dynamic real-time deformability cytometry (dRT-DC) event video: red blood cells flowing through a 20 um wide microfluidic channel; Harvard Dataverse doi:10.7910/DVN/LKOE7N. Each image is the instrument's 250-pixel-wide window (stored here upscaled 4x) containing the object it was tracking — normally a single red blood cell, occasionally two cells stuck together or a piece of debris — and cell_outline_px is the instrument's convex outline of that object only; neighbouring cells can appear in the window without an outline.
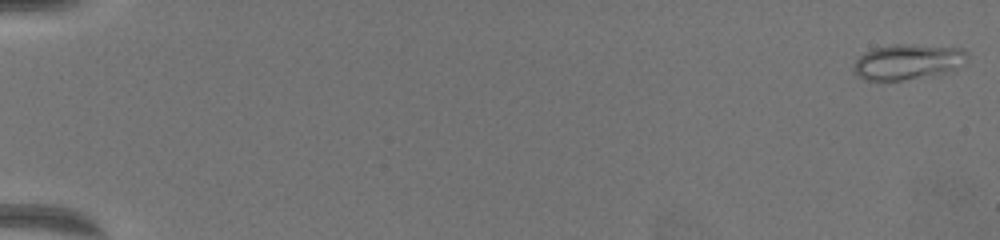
{"species": "common noctule bat (a hibernating species)", "species_latin": "Nyctalus noctula", "temperature_condition": "warm", "stored_images_in_passage": 64, "camera_frame_rate_fps": 3000, "um_per_image_px": 0.085, "animal": {"sex": "female", "body_mass_g": 19.5, "forearm_length_mm": 54.1}, "frame": {"image": 1, "passage_image": 1, "time_ms": 0.0, "image_size_px": [1000, 240], "cell_outline_px": [[968, 56], [956, 68], [940, 76], [900, 80], [864, 80], [856, 76], [852, 68], [856, 60], [864, 52], [876, 48], [892, 44], [908, 44], [964, 48], [968, 52]], "centroid_in_image_um": [77.16, 5.27], "position_along_channel_um": 7.8, "area_um2": 23.76}}
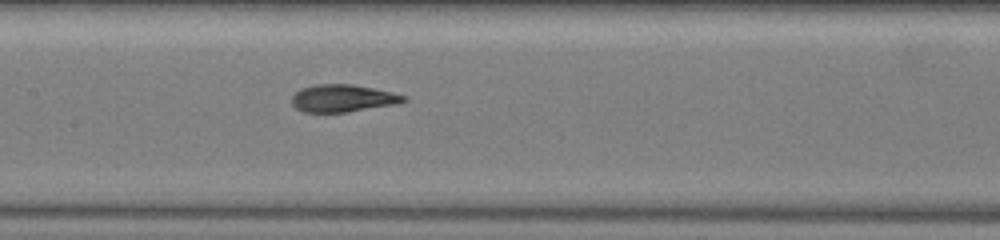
{"frame": {"image": 2, "passage_image": 34, "time_ms": 11.0, "image_size_px": [1000, 240], "cell_outline_px": [[408, 100], [396, 104], [348, 112], [304, 112], [296, 108], [292, 104], [292, 96], [300, 88], [316, 84], [352, 84], [392, 92], [408, 96]], "centroid_in_image_um": [29.15, 8.35], "position_along_channel_um": 178.3, "area_um2": 17.92}}
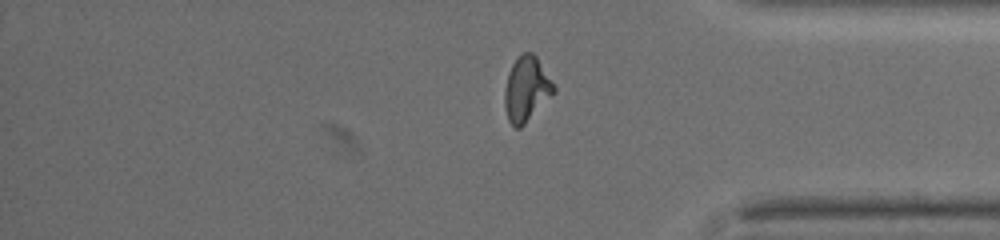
{"frame": {"image": 3, "passage_image": 54, "time_ms": 17.667, "image_size_px": [1000, 240], "cell_outline_px": [[556, 92], [520, 128], [516, 128], [508, 120], [504, 104], [504, 88], [508, 72], [512, 64], [524, 52], [532, 52], [536, 56], [556, 88]], "centroid_in_image_um": [44.74, 7.58], "position_along_channel_um": 390.5, "area_um2": 18.44}, "authors_computed_cell_mechanics": {"area_um2": 18.2648, "velocity_mm_per_s": 3.3477, "shape_relaxation_time_tau1_ms": 6.702, "shape_relaxation_time_tau2_ms": 1.2992, "deformation_change_tau1": 0.2323, "deformation_change_tau2": 0.0695}}